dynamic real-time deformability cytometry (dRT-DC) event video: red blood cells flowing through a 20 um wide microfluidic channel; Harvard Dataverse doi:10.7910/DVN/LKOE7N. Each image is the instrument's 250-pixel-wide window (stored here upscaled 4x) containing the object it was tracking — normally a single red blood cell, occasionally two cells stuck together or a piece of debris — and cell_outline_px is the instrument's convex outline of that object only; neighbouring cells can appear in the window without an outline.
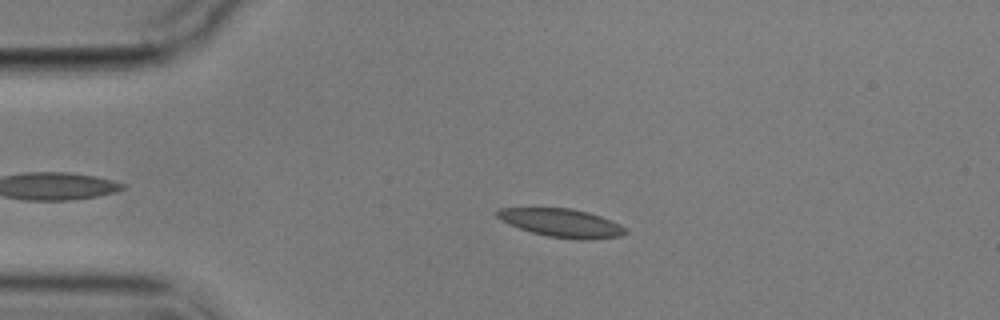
{"species": "common noctule bat (a hibernating species)", "species_latin": "Nyctalus noctula", "temperature_condition": "cold", "stored_images_in_passage": 5, "camera_frame_rate_fps": 3000, "um_per_image_px": 0.085, "animal": {"sex": "male", "body_mass_g": 17.9}, "frame": {"image": 1, "passage_image": 4, "time_ms": 3.333, "image_size_px": [1000, 320], "cell_outline_px": [[628, 232], [620, 236], [588, 240], [576, 240], [548, 236], [532, 232], [520, 228], [496, 216], [496, 212], [500, 208], [572, 208], [588, 212], [600, 216], [620, 224]], "centroid_in_image_um": [47.78, 18.95], "position_along_channel_um": 37.2, "area_um2": 20.92}}
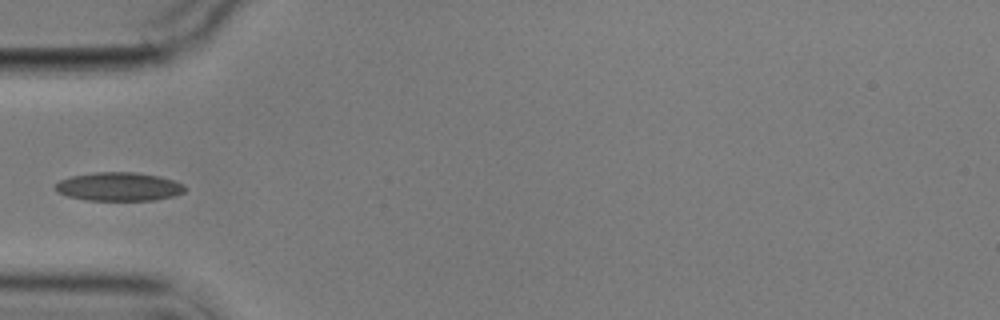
{"frame": {"image": 2, "passage_image": 5, "time_ms": 5.333, "image_size_px": [1000, 320], "cell_outline_px": [[188, 188], [184, 192], [172, 196], [156, 200], [84, 200], [68, 196], [56, 192], [56, 184], [60, 180], [72, 176], [92, 172], [136, 172], [160, 176], [184, 184]], "centroid_in_image_um": [10.12, 15.86], "position_along_channel_um": 74.9, "area_um2": 21.68}}